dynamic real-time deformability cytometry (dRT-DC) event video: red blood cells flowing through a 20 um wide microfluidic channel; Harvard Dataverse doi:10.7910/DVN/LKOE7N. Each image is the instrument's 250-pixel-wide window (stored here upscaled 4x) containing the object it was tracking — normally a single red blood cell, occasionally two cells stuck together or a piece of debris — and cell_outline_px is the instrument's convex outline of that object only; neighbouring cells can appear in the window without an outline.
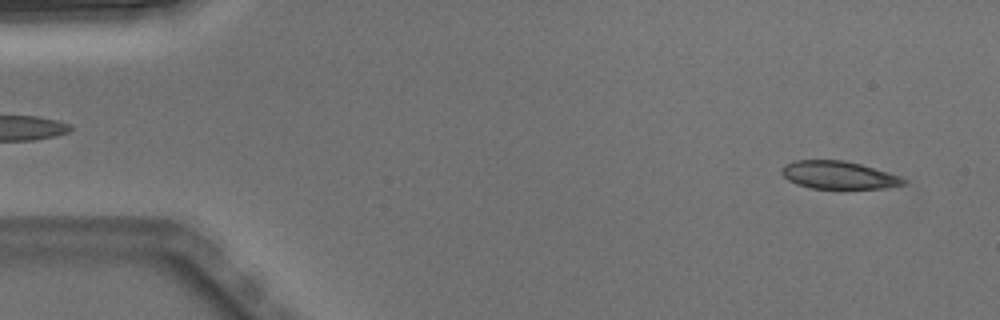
{"species": "Egyptian fruit bat (a non-hibernating species)", "species_latin": "Rousettus aegyptiacus", "temperature_condition": "warm", "stored_images_in_passage": 4, "camera_frame_rate_fps": 3000, "um_per_image_px": 0.085, "animal": {"sex": "male"}, "frame": {"image": 1, "passage_image": 4, "time_ms": 1.0, "image_size_px": [1000, 320], "cell_outline_px": [[904, 184], [880, 188], [812, 188], [796, 184], [788, 180], [780, 172], [784, 164], [796, 160], [844, 160], [860, 164], [900, 176], [904, 180]], "centroid_in_image_um": [71.2, 14.87], "position_along_channel_um": 13.8, "area_um2": 19.42}}